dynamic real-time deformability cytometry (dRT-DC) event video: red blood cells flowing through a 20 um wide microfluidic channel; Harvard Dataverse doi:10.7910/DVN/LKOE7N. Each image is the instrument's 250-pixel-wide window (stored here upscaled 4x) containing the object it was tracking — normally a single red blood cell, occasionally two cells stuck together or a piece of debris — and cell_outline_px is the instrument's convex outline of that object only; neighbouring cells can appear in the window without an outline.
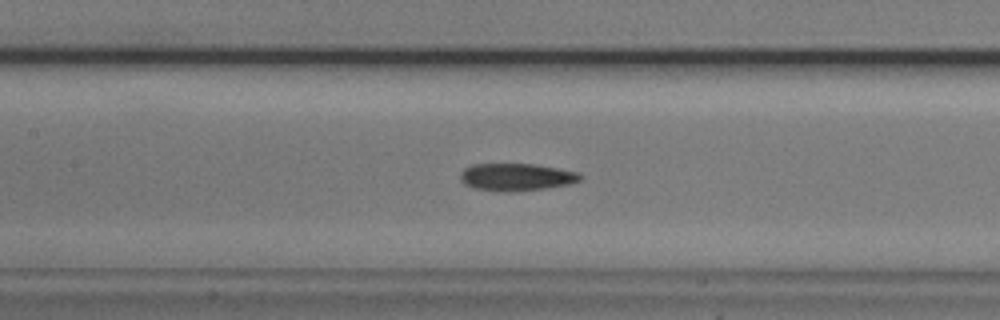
{"species": "common noctule bat (a hibernating species)", "species_latin": "Nyctalus noctula", "temperature_condition": "cold", "stored_images_in_passage": 34, "camera_frame_rate_fps": 3000, "um_per_image_px": 0.085, "animal": {"sex": "male", "body_mass_g": 20.5, "forearm_length_mm": 52.5}, "frame": {"image": 1, "passage_image": 12, "time_ms": 3.667, "image_size_px": [1000, 320], "cell_outline_px": [[584, 176], [580, 180], [568, 184], [520, 192], [496, 192], [472, 188], [464, 184], [460, 180], [460, 172], [464, 168], [472, 164], [532, 164], [580, 172]], "centroid_in_image_um": [43.85, 15.06], "position_along_channel_um": 163.6, "area_um2": 19.48}}
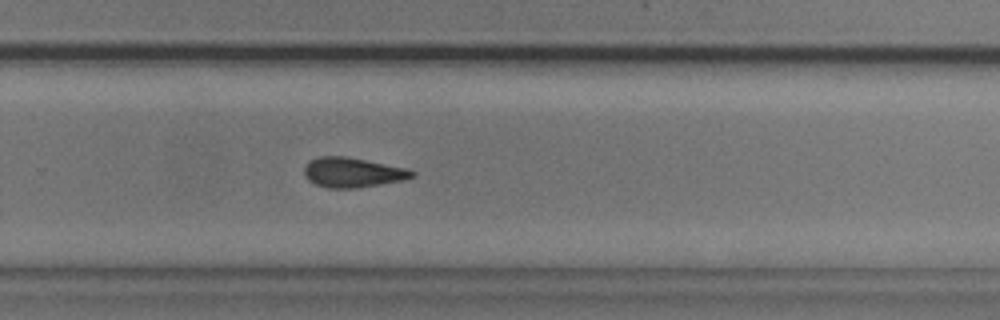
{"frame": {"image": 2, "passage_image": 23, "time_ms": 7.333, "image_size_px": [1000, 320], "cell_outline_px": [[416, 176], [404, 180], [356, 188], [328, 188], [316, 184], [308, 180], [304, 176], [304, 168], [308, 160], [320, 156], [344, 156], [408, 168], [416, 172]], "centroid_in_image_um": [29.98, 14.65], "position_along_channel_um": 299.8, "area_um2": 18.84}}
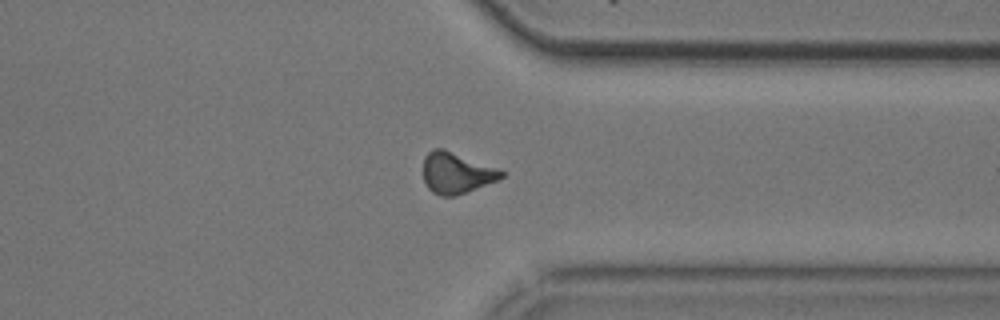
{"frame": {"image": 3, "passage_image": 29, "time_ms": 9.333, "image_size_px": [1000, 320], "cell_outline_px": [[504, 176], [496, 180], [456, 196], [440, 196], [432, 192], [428, 188], [424, 180], [424, 156], [432, 148], [444, 148], [500, 168], [504, 172]], "centroid_in_image_um": [38.79, 14.67], "position_along_channel_um": 372.6, "area_um2": 18.84}}